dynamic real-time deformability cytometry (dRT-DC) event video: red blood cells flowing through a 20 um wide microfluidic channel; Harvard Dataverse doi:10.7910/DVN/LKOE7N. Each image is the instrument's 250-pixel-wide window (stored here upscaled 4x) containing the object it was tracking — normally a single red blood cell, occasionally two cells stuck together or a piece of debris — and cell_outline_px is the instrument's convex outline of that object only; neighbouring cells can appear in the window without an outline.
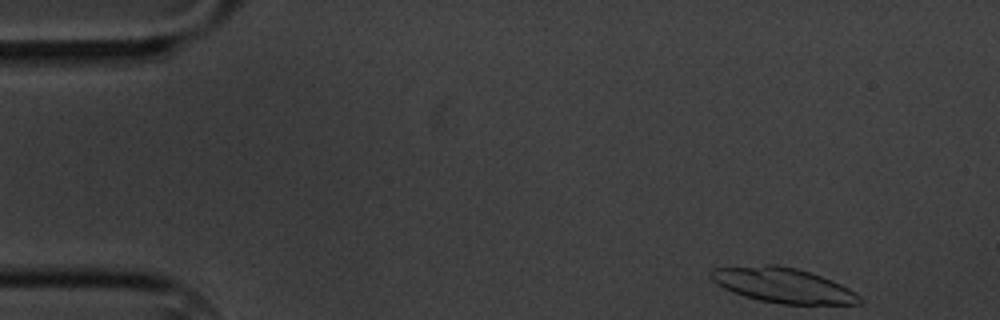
{"species": "common noctule bat (a hibernating species)", "species_latin": "Nyctalus noctula", "temperature_condition": "cold", "stored_images_in_passage": 7, "camera_frame_rate_fps": 3000, "um_per_image_px": 0.085, "animal": {"sex": "male", "body_mass_g": 20.1, "forearm_length_mm": 53.5}, "frame": {"image": 1, "passage_image": 1, "time_ms": 0.0, "image_size_px": [1000, 320], "cell_outline_px": [[864, 300], [860, 304], [784, 304], [760, 300], [744, 296], [732, 292], [716, 284], [712, 280], [708, 272], [712, 268], [764, 264], [776, 264], [796, 268], [832, 280], [848, 288], [860, 296]], "centroid_in_image_um": [66.52, 24.24], "position_along_channel_um": 18.5, "area_um2": 30.29}}